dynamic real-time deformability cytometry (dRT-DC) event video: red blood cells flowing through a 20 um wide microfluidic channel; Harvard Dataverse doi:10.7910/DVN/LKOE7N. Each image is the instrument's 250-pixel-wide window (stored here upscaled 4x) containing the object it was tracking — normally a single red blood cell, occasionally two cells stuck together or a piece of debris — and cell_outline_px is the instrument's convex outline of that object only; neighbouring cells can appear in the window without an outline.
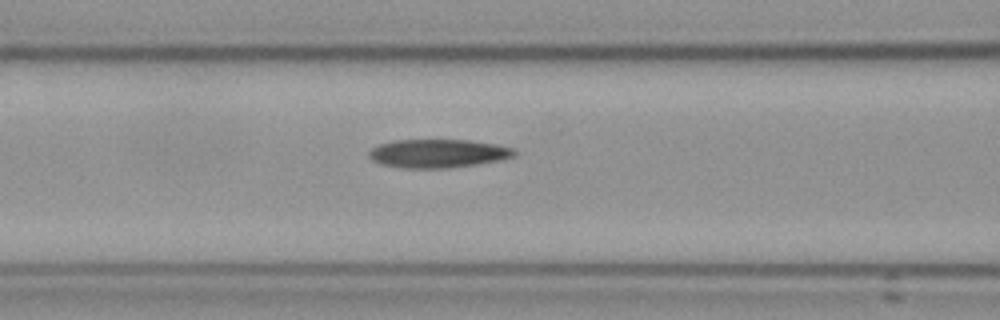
{"species": "Egyptian fruit bat (a non-hibernating species)", "species_latin": "Rousettus aegyptiacus", "temperature_condition": "cold", "stored_images_in_passage": 4, "camera_frame_rate_fps": 3000, "um_per_image_px": 0.085, "frame": {"image": 1, "passage_image": 4, "time_ms": 3.667, "image_size_px": [1000, 320], "cell_outline_px": [[516, 156], [500, 160], [476, 164], [448, 168], [400, 168], [380, 164], [372, 160], [368, 156], [368, 152], [372, 148], [380, 144], [392, 140], [468, 140], [496, 144], [516, 148]], "centroid_in_image_um": [37.23, 13.04], "position_along_channel_um": 129.4, "area_um2": 24.33}}